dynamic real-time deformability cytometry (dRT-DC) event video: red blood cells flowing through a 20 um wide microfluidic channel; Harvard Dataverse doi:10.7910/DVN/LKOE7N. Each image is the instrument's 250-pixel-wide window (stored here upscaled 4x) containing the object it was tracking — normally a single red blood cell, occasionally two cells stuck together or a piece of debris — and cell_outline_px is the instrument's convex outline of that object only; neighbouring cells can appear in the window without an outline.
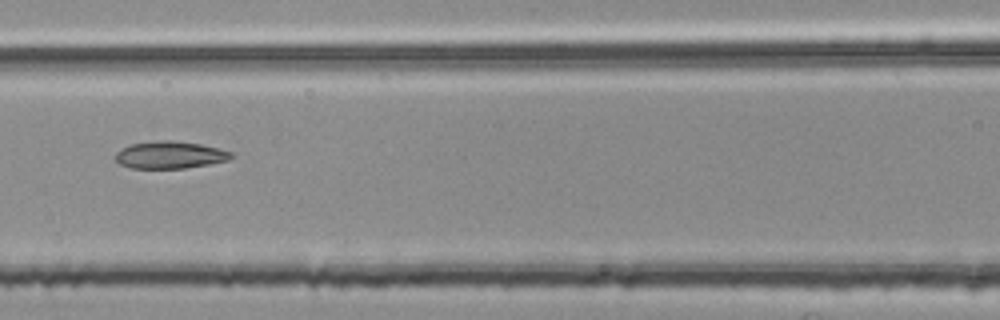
{"species": "common noctule bat (a hibernating species)", "species_latin": "Nyctalus noctula", "temperature_condition": "room temperature", "stored_images_in_passage": 6, "camera_frame_rate_fps": 3000, "um_per_image_px": 0.085, "animal": {"sex": "female", "body_mass_g": 25.1}, "frame": {"image": 1, "passage_image": 6, "time_ms": 1.667, "image_size_px": [1000, 320], "cell_outline_px": [[236, 156], [228, 160], [208, 164], [184, 168], [132, 168], [120, 164], [116, 160], [116, 152], [120, 148], [132, 144], [160, 140], [172, 140], [200, 144], [220, 148], [236, 152]], "centroid_in_image_um": [14.5, 13.16], "position_along_channel_um": 152.1, "area_um2": 18.5}}